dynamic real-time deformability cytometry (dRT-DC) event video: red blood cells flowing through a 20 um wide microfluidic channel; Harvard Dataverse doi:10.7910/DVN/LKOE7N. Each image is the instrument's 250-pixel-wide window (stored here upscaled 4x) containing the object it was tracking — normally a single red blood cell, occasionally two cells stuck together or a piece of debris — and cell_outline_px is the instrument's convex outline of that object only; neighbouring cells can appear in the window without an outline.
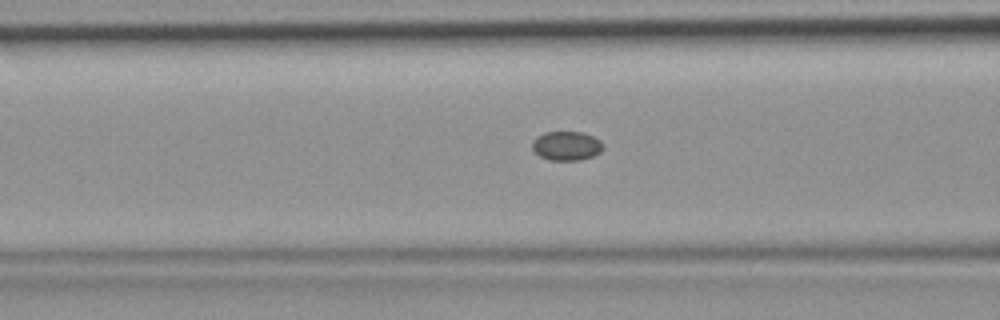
{"species": "common noctule bat (a hibernating species)", "species_latin": "Nyctalus noctula", "temperature_condition": "room temperature", "stored_images_in_passage": 46, "segment_of_instrument_passage": [1, 2], "camera_frame_rate_fps": 3000, "um_per_image_px": 0.085, "animal": {"sex": "female", "body_mass_g": 19.9}, "frame": {"image": 1, "passage_image": 18, "time_ms": 5.667, "image_size_px": [1000, 320], "cell_outline_px": [[604, 148], [600, 152], [592, 156], [580, 160], [548, 160], [540, 156], [532, 148], [532, 140], [536, 136], [544, 132], [584, 132], [600, 140]], "centroid_in_image_um": [48.14, 12.39], "position_along_channel_um": 118.5, "area_um2": 12.08}}
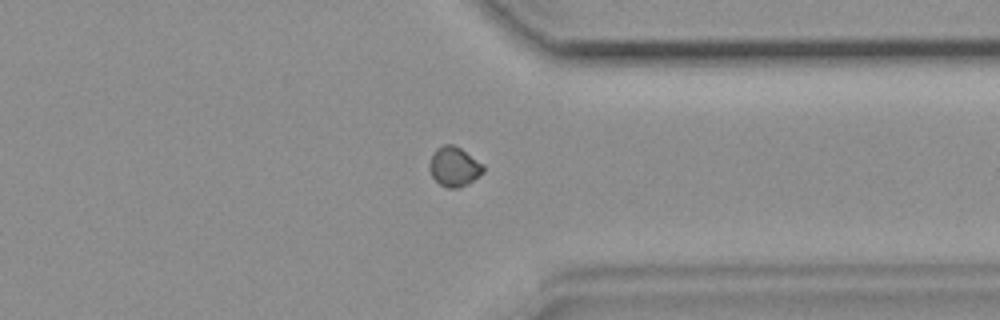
{"frame": {"image": 2, "passage_image": 35, "time_ms": 11.333, "image_size_px": [1000, 320], "cell_outline_px": [[484, 172], [468, 184], [460, 188], [448, 188], [440, 184], [432, 176], [428, 168], [428, 164], [436, 148], [444, 144], [452, 144], [460, 148], [484, 164]], "centroid_in_image_um": [38.61, 14.17], "position_along_channel_um": 372.8, "area_um2": 12.48}}
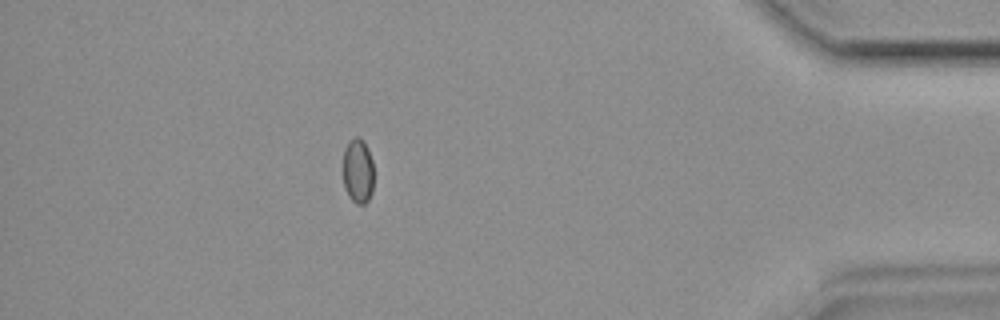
{"frame": {"image": 3, "passage_image": 40, "time_ms": 13.0, "image_size_px": [1000, 320], "cell_outline_px": [[372, 192], [368, 200], [364, 204], [356, 204], [348, 196], [344, 188], [344, 148], [348, 140], [356, 136], [364, 140], [368, 148], [372, 160]], "centroid_in_image_um": [30.41, 14.51], "position_along_channel_um": 404.8, "area_um2": 11.68}}